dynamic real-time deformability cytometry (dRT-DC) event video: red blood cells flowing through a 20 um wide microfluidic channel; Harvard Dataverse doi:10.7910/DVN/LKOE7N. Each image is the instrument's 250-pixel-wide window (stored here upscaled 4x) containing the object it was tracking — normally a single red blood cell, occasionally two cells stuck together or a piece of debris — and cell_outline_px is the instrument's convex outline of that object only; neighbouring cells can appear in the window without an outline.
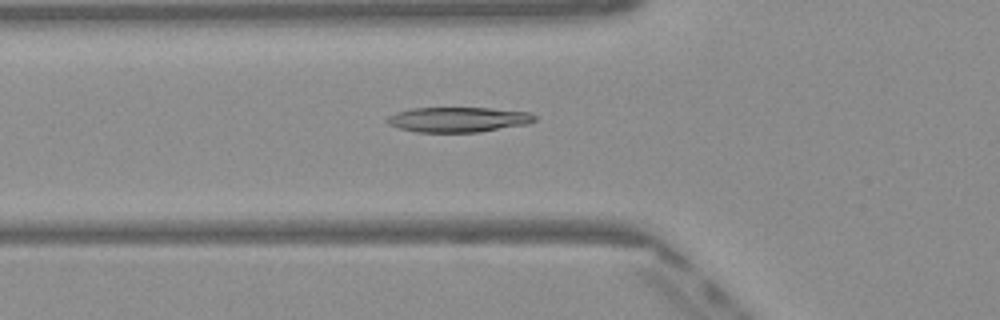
{"species": "Egyptian fruit bat (a non-hibernating species)", "species_latin": "Rousettus aegyptiacus", "temperature_condition": "warm", "stored_images_in_passage": 50, "camera_frame_rate_fps": 3000, "um_per_image_px": 0.085, "frame": {"image": 1, "passage_image": 18, "time_ms": 5.667, "image_size_px": [1000, 320], "cell_outline_px": [[536, 120], [528, 124], [480, 132], [416, 132], [400, 128], [388, 124], [388, 116], [396, 112], [412, 108], [488, 108], [532, 112], [536, 116]], "centroid_in_image_um": [38.99, 10.16], "position_along_channel_um": 86.8, "area_um2": 21.56}}
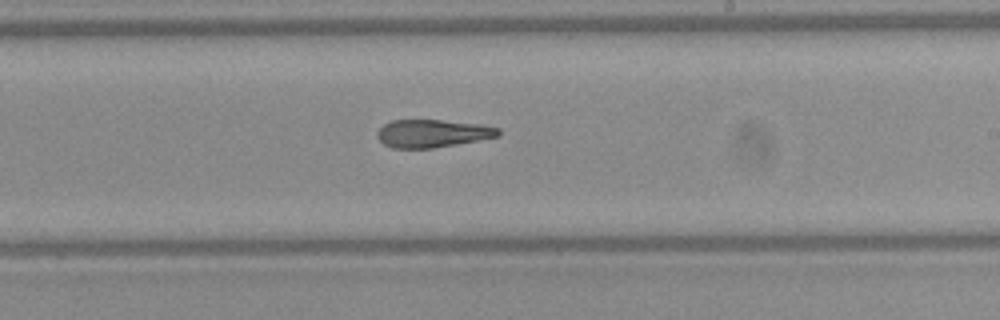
{"frame": {"image": 2, "passage_image": 30, "time_ms": 9.667, "image_size_px": [1000, 320], "cell_outline_px": [[500, 136], [456, 144], [432, 148], [392, 148], [384, 144], [376, 136], [376, 132], [384, 124], [392, 120], [440, 120], [480, 124], [500, 128]], "centroid_in_image_um": [36.75, 11.34], "position_along_channel_um": 252.3, "area_um2": 19.59}}
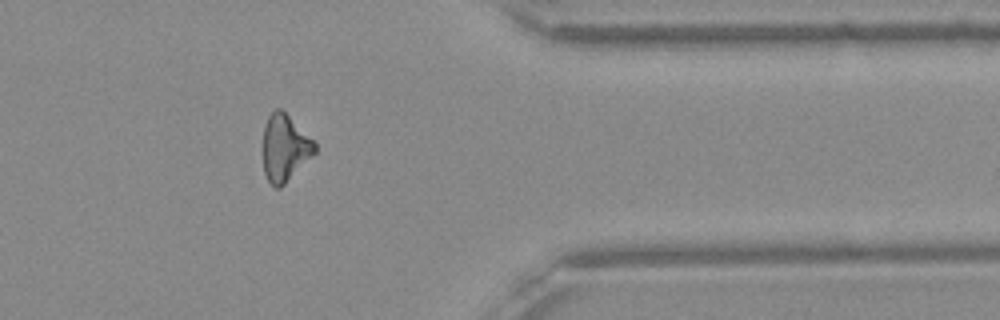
{"frame": {"image": 3, "passage_image": 41, "time_ms": 13.333, "image_size_px": [1000, 320], "cell_outline_px": [[316, 152], [280, 188], [276, 188], [268, 180], [264, 172], [264, 124], [268, 116], [276, 108], [280, 108], [316, 144]], "centroid_in_image_um": [24.19, 12.58], "position_along_channel_um": 387.2, "area_um2": 19.54}, "authors_computed_cell_mechanics": {"area_um2": 21.1259, "velocity_mm_per_s": 4.1115, "shape_relaxation_time_tau1_ms": null, "shape_relaxation_time_tau2_ms": 3.9629, "deformation_change_tau1": null, "deformation_change_tau2": 0.1342}}